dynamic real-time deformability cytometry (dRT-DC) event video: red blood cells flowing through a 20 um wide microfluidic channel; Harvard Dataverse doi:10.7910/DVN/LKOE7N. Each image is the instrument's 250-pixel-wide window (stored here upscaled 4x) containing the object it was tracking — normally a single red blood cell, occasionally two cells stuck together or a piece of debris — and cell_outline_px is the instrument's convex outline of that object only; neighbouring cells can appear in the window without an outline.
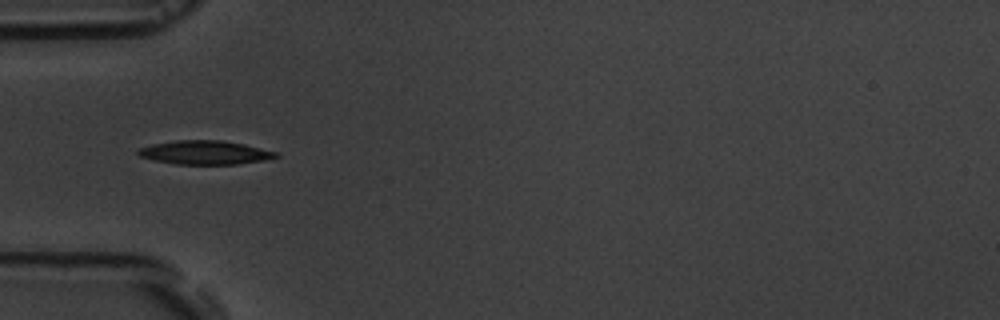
{"species": "common noctule bat (a hibernating species)", "species_latin": "Nyctalus noctula", "temperature_condition": "room temperature", "stored_images_in_passage": 10, "camera_frame_rate_fps": 3000, "um_per_image_px": 0.085, "animal": {"sex": "male", "body_mass_g": 19.5, "forearm_length_mm": 54.6}, "frame": {"image": 1, "passage_image": 6, "time_ms": 5.667, "image_size_px": [1000, 320], "cell_outline_px": [[280, 156], [264, 160], [236, 164], [176, 164], [152, 160], [140, 156], [136, 152], [140, 148], [152, 144], [176, 140], [220, 140], [244, 144], [280, 152]], "centroid_in_image_um": [17.44, 12.96], "position_along_channel_um": 67.6, "area_um2": 19.13}}
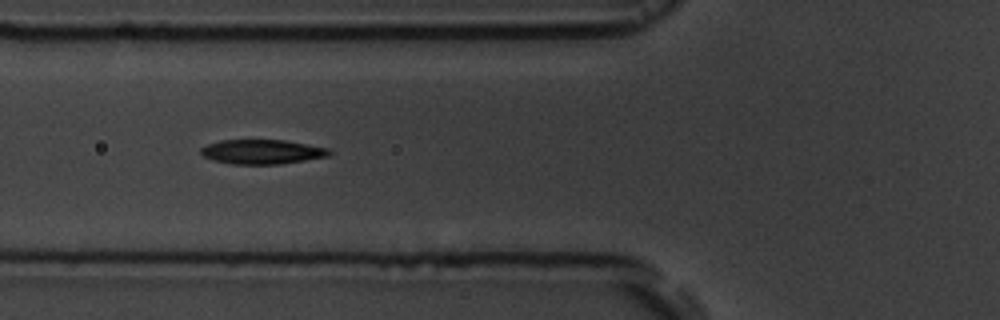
{"frame": {"image": 2, "passage_image": 7, "time_ms": 6.667, "image_size_px": [1000, 320], "cell_outline_px": [[332, 152], [328, 156], [280, 164], [232, 164], [212, 160], [204, 156], [200, 152], [200, 148], [208, 144], [220, 140], [284, 140], [328, 148]], "centroid_in_image_um": [22.25, 12.9], "position_along_channel_um": 103.6, "area_um2": 18.21}}
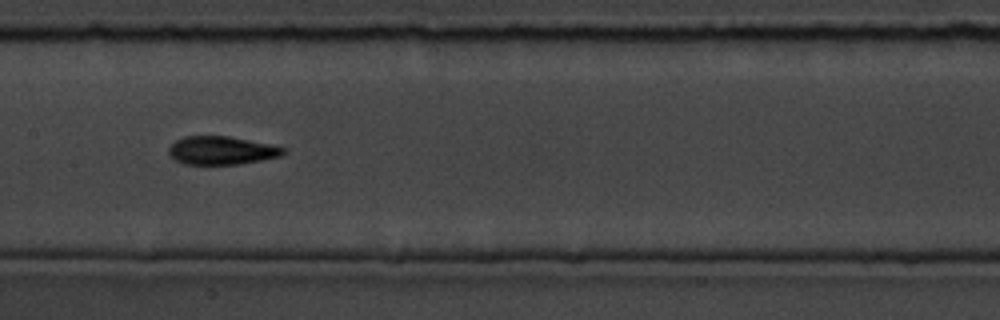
{"frame": {"image": 3, "passage_image": 9, "time_ms": 9.0, "image_size_px": [1000, 320], "cell_outline_px": [[288, 152], [280, 156], [260, 160], [236, 164], [184, 164], [176, 160], [168, 152], [168, 148], [176, 140], [184, 136], [228, 136], [288, 148]], "centroid_in_image_um": [18.84, 12.78], "position_along_channel_um": 188.6, "area_um2": 18.73}}